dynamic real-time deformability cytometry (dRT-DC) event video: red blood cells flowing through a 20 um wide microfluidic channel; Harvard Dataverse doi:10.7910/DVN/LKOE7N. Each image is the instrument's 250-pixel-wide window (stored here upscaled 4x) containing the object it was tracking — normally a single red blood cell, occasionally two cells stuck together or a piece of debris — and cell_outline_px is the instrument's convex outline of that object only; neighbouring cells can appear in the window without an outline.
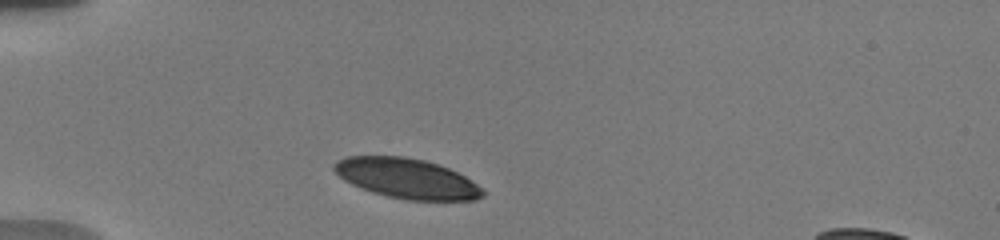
{"species": "human", "species_latin": "Homo sapiens", "temperature_condition": "warm", "stored_images_in_passage": 8, "camera_frame_rate_fps": 3000, "um_per_image_px": 0.085, "donor": {"sex": "male"}, "frame": {"image": 1, "passage_image": 1, "time_ms": 0.0, "image_size_px": [1000, 240], "cell_outline_px": [[484, 196], [476, 200], [404, 200], [372, 192], [360, 188], [344, 180], [332, 168], [332, 164], [336, 160], [344, 156], [404, 156], [424, 160], [448, 168], [472, 180], [484, 188]], "centroid_in_image_um": [34.57, 15.17], "position_along_channel_um": 50.4, "area_um2": 34.8}}
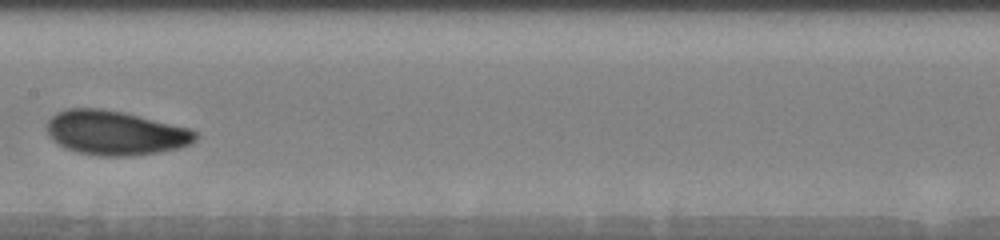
{"frame": {"image": 2, "passage_image": 5, "time_ms": 4.667, "image_size_px": [1000, 240], "cell_outline_px": [[196, 136], [188, 144], [176, 148], [156, 152], [124, 156], [96, 156], [76, 152], [64, 148], [52, 140], [48, 136], [48, 120], [56, 112], [64, 108], [100, 108], [124, 112], [188, 128], [196, 132]], "centroid_in_image_um": [9.7, 11.28], "position_along_channel_um": 197.7, "area_um2": 38.09}}
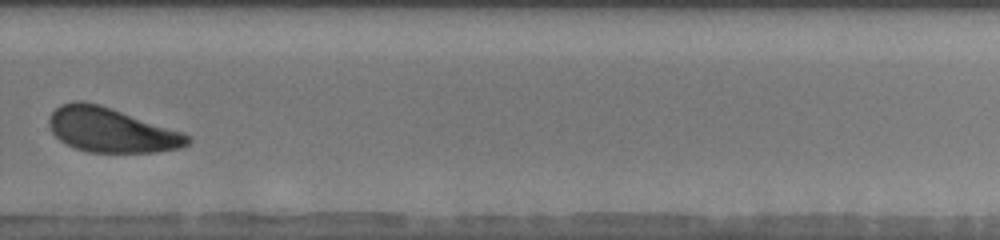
{"frame": {"image": 3, "passage_image": 8, "time_ms": 8.0, "image_size_px": [1000, 240], "cell_outline_px": [[192, 140], [188, 144], [180, 148], [156, 152], [88, 152], [76, 148], [60, 140], [52, 132], [48, 124], [48, 120], [52, 112], [60, 104], [72, 100], [84, 100], [100, 104], [112, 108], [180, 132], [188, 136]], "centroid_in_image_um": [9.4, 11.04], "position_along_channel_um": 320.4, "area_um2": 35.66}}